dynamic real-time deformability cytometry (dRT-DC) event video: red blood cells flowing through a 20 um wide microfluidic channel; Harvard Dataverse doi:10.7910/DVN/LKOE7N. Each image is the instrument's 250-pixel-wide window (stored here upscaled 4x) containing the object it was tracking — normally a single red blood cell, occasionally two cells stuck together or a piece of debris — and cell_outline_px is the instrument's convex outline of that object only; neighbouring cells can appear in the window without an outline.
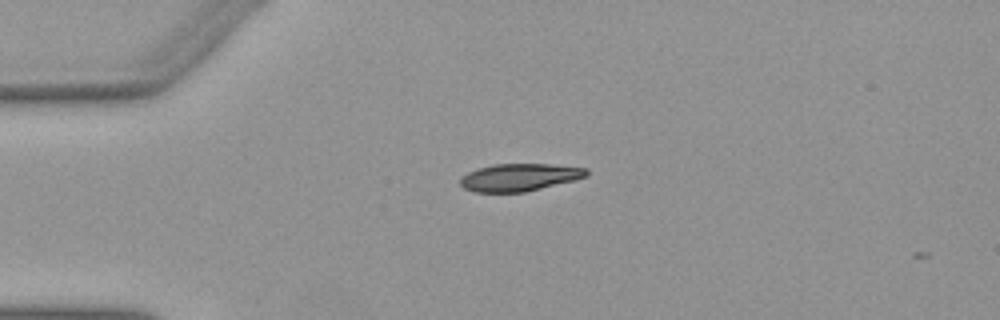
{"species": "Egyptian fruit bat (a non-hibernating species)", "species_latin": "Rousettus aegyptiacus", "temperature_condition": "warm", "stored_images_in_passage": 3, "camera_frame_rate_fps": 3000, "um_per_image_px": 0.085, "animal": {"sex": "female"}, "frame": {"image": 1, "passage_image": 1, "time_ms": 0.0, "image_size_px": [1000, 320], "cell_outline_px": [[588, 176], [576, 180], [524, 192], [476, 192], [464, 188], [460, 184], [460, 176], [476, 168], [496, 164], [552, 164], [588, 168]], "centroid_in_image_um": [44.16, 15.06], "position_along_channel_um": 40.8, "area_um2": 20.35}}